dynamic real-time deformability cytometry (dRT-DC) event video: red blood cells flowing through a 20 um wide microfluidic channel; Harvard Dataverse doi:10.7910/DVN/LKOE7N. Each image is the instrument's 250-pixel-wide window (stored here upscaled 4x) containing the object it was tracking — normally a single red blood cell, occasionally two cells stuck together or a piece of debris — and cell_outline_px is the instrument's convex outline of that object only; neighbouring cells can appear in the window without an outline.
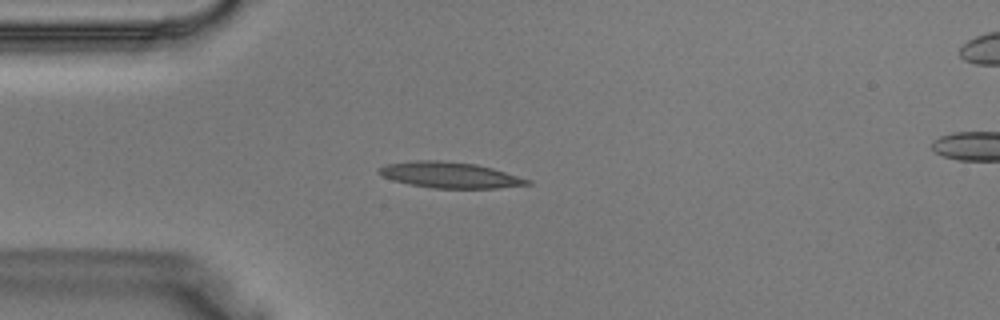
{"species": "Egyptian fruit bat (a non-hibernating species)", "species_latin": "Rousettus aegyptiacus", "temperature_condition": "warm", "stored_images_in_passage": 29, "camera_frame_rate_fps": 3000, "um_per_image_px": 0.085, "animal": {"sex": "male"}, "frame": {"image": 1, "passage_image": 1, "time_ms": 0.0, "image_size_px": [1000, 320], "cell_outline_px": [[532, 184], [496, 188], [432, 188], [408, 184], [392, 180], [376, 172], [380, 168], [388, 164], [416, 160], [436, 160], [476, 164], [492, 168], [532, 180]], "centroid_in_image_um": [38.25, 14.88], "position_along_channel_um": 46.7, "area_um2": 22.25}}
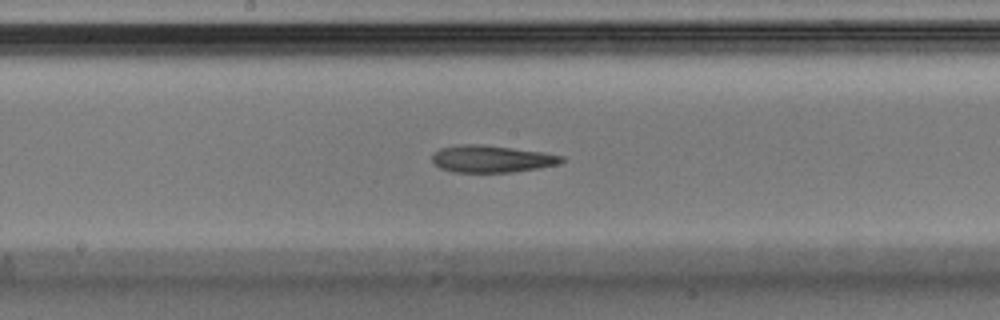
{"frame": {"image": 2, "passage_image": 11, "time_ms": 3.333, "image_size_px": [1000, 320], "cell_outline_px": [[564, 160], [560, 164], [540, 168], [512, 172], [452, 172], [440, 168], [432, 164], [432, 156], [440, 148], [456, 144], [480, 144], [512, 148], [540, 152], [564, 156]], "centroid_in_image_um": [41.76, 13.51], "position_along_channel_um": 206.4, "area_um2": 20.52}}
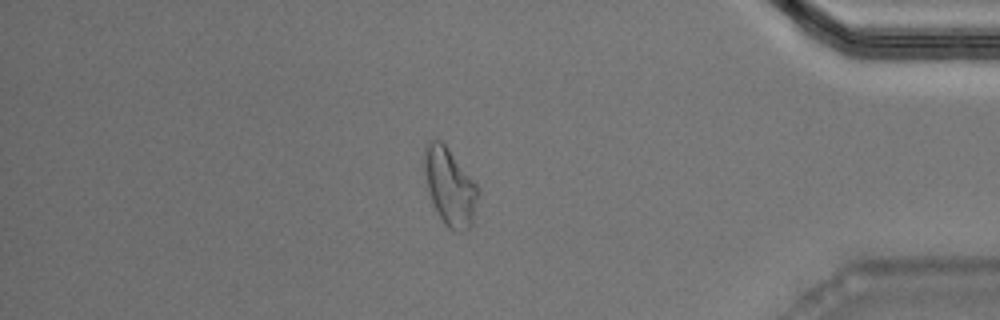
{"frame": {"image": 3, "passage_image": 24, "time_ms": 7.667, "image_size_px": [1000, 320], "cell_outline_px": [[480, 192], [472, 224], [464, 232], [456, 232], [448, 228], [444, 224], [432, 200], [428, 188], [424, 172], [424, 148], [428, 140], [440, 140], [444, 144], [476, 184]], "centroid_in_image_um": [38.25, 15.9], "position_along_channel_um": 397.0, "area_um2": 23.87}}